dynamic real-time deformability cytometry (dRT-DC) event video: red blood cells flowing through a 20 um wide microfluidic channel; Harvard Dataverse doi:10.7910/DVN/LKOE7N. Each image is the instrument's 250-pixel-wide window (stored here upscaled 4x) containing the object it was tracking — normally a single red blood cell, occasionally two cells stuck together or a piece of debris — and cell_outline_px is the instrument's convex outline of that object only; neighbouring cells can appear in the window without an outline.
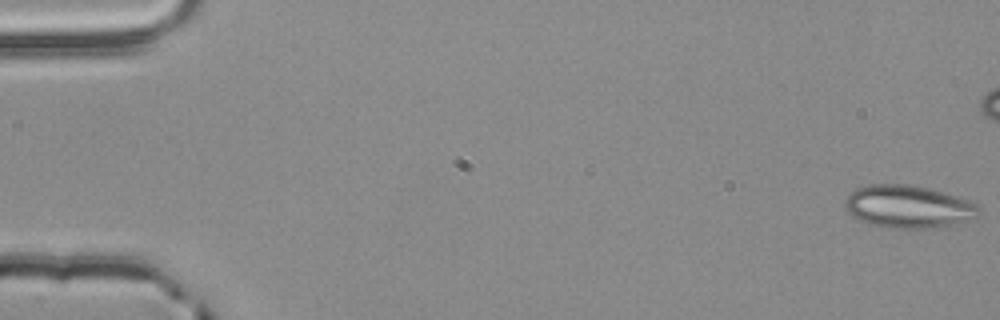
{"species": "common noctule bat (a hibernating species)", "species_latin": "Nyctalus noctula", "temperature_condition": "room temperature", "stored_images_in_passage": 5, "camera_frame_rate_fps": 3000, "um_per_image_px": 0.085, "animal": {"sex": "male", "body_mass_g": 20.4}, "frame": {"image": 1, "passage_image": 1, "time_ms": 0.0, "image_size_px": [1000, 320], "cell_outline_px": [[980, 212], [976, 216], [956, 224], [936, 228], [888, 228], [868, 224], [852, 216], [844, 208], [844, 200], [856, 188], [868, 184], [908, 184], [940, 192], [968, 200], [980, 204]], "centroid_in_image_um": [77.17, 17.58], "position_along_channel_um": 7.8, "area_um2": 33.29}}